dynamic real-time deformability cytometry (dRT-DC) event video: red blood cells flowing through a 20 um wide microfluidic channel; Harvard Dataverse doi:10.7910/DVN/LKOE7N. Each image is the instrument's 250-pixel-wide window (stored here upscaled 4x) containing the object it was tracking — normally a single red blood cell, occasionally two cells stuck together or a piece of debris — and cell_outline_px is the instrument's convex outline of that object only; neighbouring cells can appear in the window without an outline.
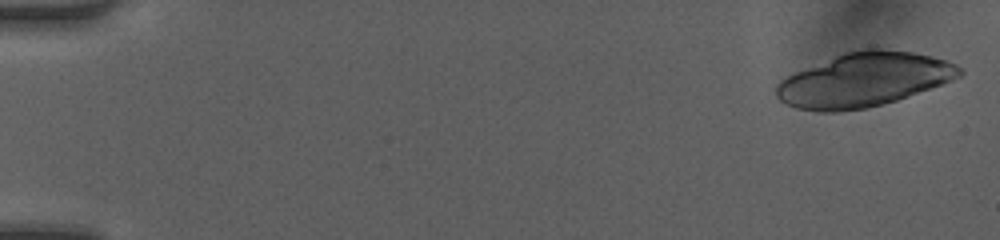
{"species": "human", "species_latin": "Homo sapiens", "temperature_condition": "room temperature", "stored_images_in_passage": 37, "camera_frame_rate_fps": 3000, "um_per_image_px": 0.085, "donor": {"sex": "female"}, "frame": {"image": 1, "passage_image": 1, "time_ms": 0.0, "image_size_px": [1000, 240], "cell_outline_px": [[964, 72], [960, 76], [952, 80], [896, 100], [864, 108], [836, 112], [820, 112], [796, 108], [780, 100], [776, 96], [776, 84], [780, 80], [796, 72], [844, 52], [864, 48], [876, 48], [912, 52], [932, 56], [956, 64], [964, 68]], "centroid_in_image_um": [73.43, 6.77], "position_along_channel_um": 11.6, "area_um2": 57.16}}